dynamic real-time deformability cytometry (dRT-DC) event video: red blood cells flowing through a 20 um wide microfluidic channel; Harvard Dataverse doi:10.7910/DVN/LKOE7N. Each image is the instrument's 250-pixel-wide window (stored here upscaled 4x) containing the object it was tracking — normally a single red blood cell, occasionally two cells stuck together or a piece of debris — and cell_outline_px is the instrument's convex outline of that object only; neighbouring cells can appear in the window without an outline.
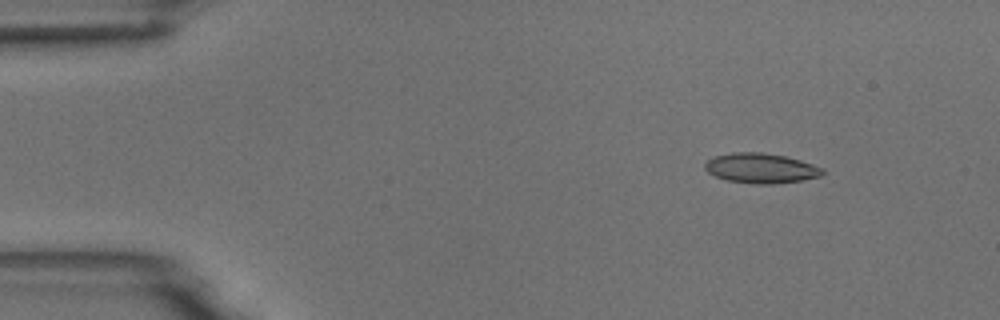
{"species": "common noctule bat (a hibernating species)", "species_latin": "Nyctalus noctula", "temperature_condition": "room temperature", "stored_images_in_passage": 7, "camera_frame_rate_fps": 3000, "um_per_image_px": 0.085, "animal": {"sex": "male", "body_mass_g": 18.8}, "frame": {"image": 1, "passage_image": 2, "time_ms": 1.333, "image_size_px": [1000, 320], "cell_outline_px": [[824, 172], [820, 176], [800, 180], [772, 184], [756, 184], [728, 180], [716, 176], [708, 172], [704, 168], [704, 164], [708, 160], [716, 156], [732, 152], [760, 152], [784, 156], [800, 160], [824, 168]], "centroid_in_image_um": [64.67, 14.29], "position_along_channel_um": 20.3, "area_um2": 20.29}}
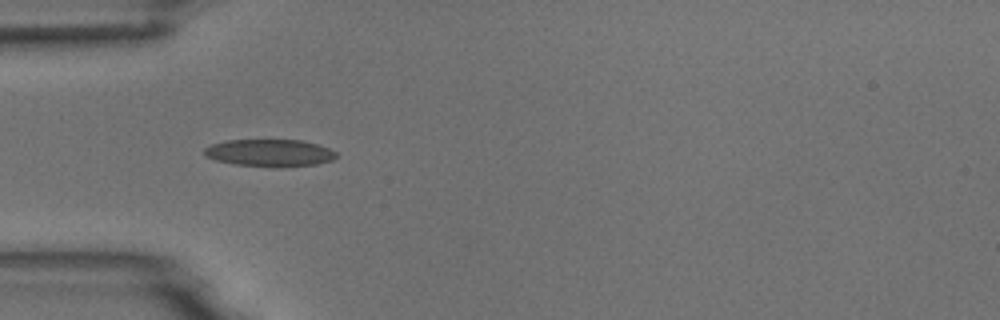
{"frame": {"image": 2, "passage_image": 5, "time_ms": 4.667, "image_size_px": [1000, 320], "cell_outline_px": [[336, 156], [332, 160], [316, 164], [236, 164], [216, 160], [204, 156], [204, 148], [212, 144], [224, 140], [304, 140], [328, 148], [336, 152]], "centroid_in_image_um": [22.87, 12.94], "position_along_channel_um": 62.1, "area_um2": 19.88}}